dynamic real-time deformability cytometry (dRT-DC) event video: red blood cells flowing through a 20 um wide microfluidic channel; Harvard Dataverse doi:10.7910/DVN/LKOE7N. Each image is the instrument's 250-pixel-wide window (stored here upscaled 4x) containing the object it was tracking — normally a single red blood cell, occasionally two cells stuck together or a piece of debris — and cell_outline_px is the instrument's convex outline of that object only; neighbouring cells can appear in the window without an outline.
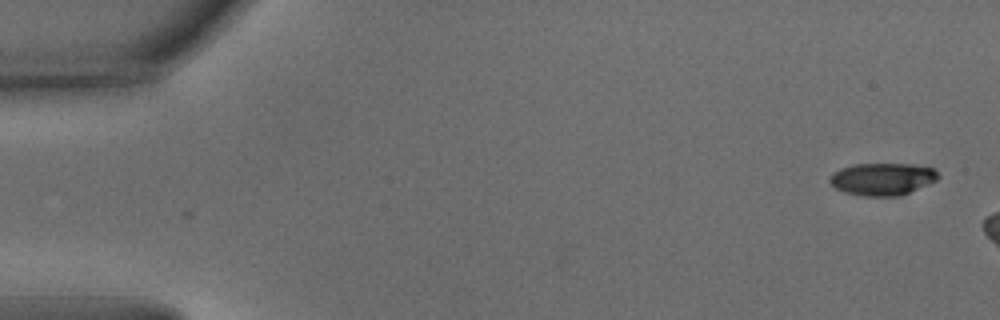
{"species": "common noctule bat (a hibernating species)", "species_latin": "Nyctalus noctula", "temperature_condition": "warm", "stored_images_in_passage": 2, "camera_frame_rate_fps": 3000, "um_per_image_px": 0.085, "animal": {"sex": "male", "body_mass_g": 15.6}, "frame": {"image": 1, "passage_image": 1, "time_ms": 0.0, "image_size_px": [1000, 320], "cell_outline_px": [[940, 176], [936, 180], [928, 184], [900, 196], [864, 196], [844, 192], [836, 188], [828, 180], [832, 172], [840, 168], [856, 164], [912, 164], [932, 168]], "centroid_in_image_um": [74.97, 15.22], "position_along_channel_um": 10.0, "area_um2": 20.35}}